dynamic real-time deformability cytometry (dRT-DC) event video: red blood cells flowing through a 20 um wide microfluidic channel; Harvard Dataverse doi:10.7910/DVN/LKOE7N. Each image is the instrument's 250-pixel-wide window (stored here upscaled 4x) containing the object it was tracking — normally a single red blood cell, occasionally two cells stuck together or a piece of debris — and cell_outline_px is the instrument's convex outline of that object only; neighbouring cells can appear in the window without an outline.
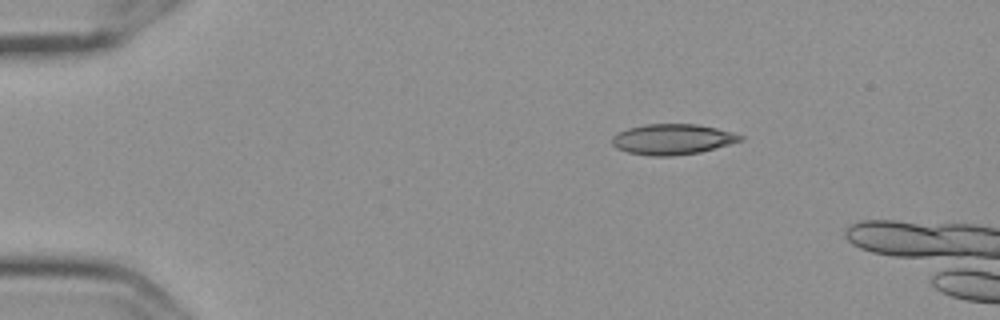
{"species": "Egyptian fruit bat (a non-hibernating species)", "species_latin": "Rousettus aegyptiacus", "temperature_condition": "cold", "stored_images_in_passage": 44, "camera_frame_rate_fps": 3000, "um_per_image_px": 0.085, "frame": {"image": 1, "passage_image": 1, "time_ms": 0.0, "image_size_px": [1000, 320], "cell_outline_px": [[744, 140], [700, 152], [672, 156], [652, 156], [628, 152], [616, 148], [612, 144], [612, 136], [628, 128], [644, 124], [696, 124], [716, 128], [732, 132], [744, 136]], "centroid_in_image_um": [57.16, 11.84], "position_along_channel_um": 27.8, "area_um2": 22.77}}
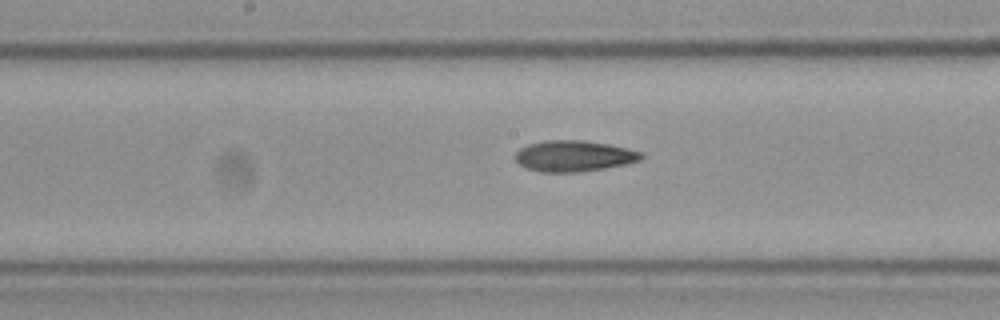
{"frame": {"image": 2, "passage_image": 21, "time_ms": 6.667, "image_size_px": [1000, 320], "cell_outline_px": [[644, 156], [640, 160], [624, 164], [604, 168], [576, 172], [540, 172], [528, 168], [520, 164], [516, 160], [516, 152], [520, 148], [528, 144], [544, 140], [584, 140], [608, 144], [628, 148], [640, 152]], "centroid_in_image_um": [48.77, 13.25], "position_along_channel_um": 199.4, "area_um2": 22.6}}
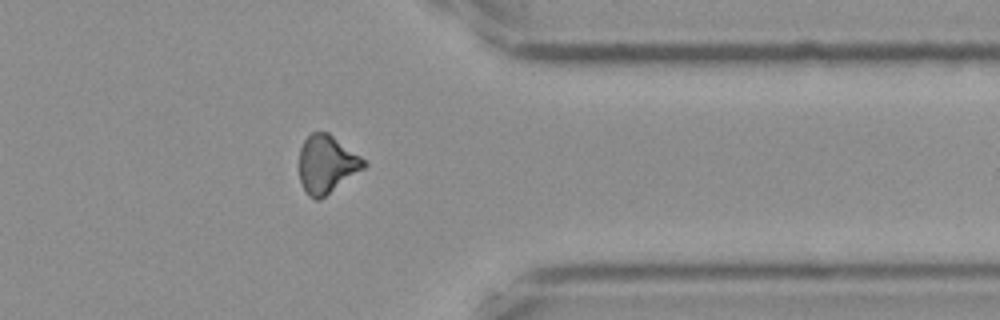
{"frame": {"image": 3, "passage_image": 37, "time_ms": 12.0, "image_size_px": [1000, 320], "cell_outline_px": [[368, 164], [364, 168], [320, 200], [316, 200], [308, 196], [300, 180], [300, 148], [304, 140], [312, 132], [328, 132], [360, 156]], "centroid_in_image_um": [27.76, 13.97], "position_along_channel_um": 383.6, "area_um2": 21.56}}